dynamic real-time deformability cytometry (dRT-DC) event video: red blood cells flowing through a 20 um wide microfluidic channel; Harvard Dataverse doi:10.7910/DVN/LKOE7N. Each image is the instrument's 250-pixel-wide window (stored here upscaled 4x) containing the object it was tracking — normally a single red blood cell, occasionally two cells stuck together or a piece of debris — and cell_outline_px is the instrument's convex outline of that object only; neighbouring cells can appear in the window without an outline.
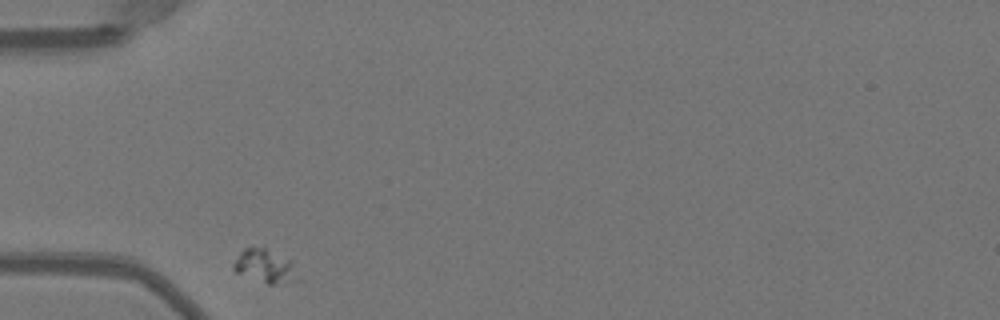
{"species": "Egyptian fruit bat (a non-hibernating species)", "species_latin": "Rousettus aegyptiacus", "temperature_condition": "warm", "stored_images_in_passage": 32, "camera_frame_rate_fps": 3000, "um_per_image_px": 0.085, "animal": {"sex": "female"}, "frame": {"image": 1, "passage_image": 1, "time_ms": 0.0, "image_size_px": [1000, 320], "cell_outline_px": [[300, 280], [272, 284], [268, 284], [236, 272], [232, 268], [232, 264], [240, 252], [244, 248], [264, 248], [292, 260]], "centroid_in_image_um": [22.54, 22.63], "position_along_channel_um": 62.5, "area_um2": 12.37}}
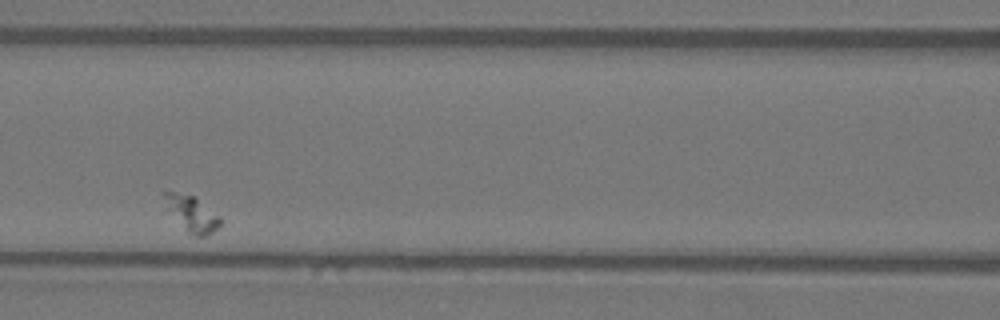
{"frame": {"image": 2, "passage_image": 10, "time_ms": 3.0, "image_size_px": [1000, 320], "cell_outline_px": [[220, 224], [212, 232], [204, 236], [196, 236], [188, 232], [168, 208], [160, 192], [172, 192], [192, 196], [220, 216]], "centroid_in_image_um": [16.31, 18.16], "position_along_channel_um": 150.3, "area_um2": 10.87}}
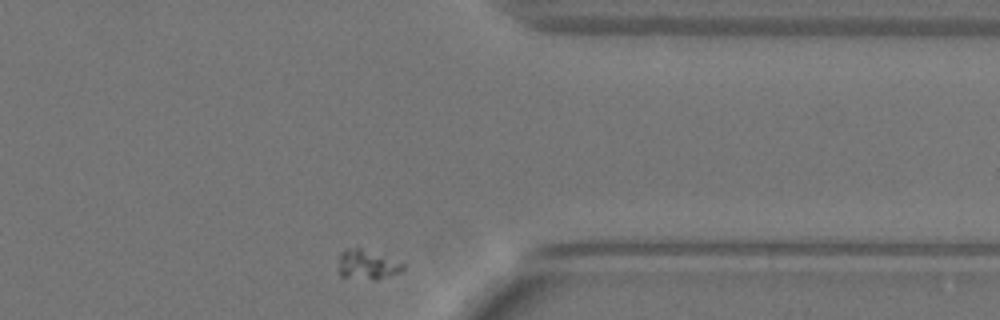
{"frame": {"image": 3, "passage_image": 32, "time_ms": 10.333, "image_size_px": [1000, 320], "cell_outline_px": [[404, 268], [396, 272], [376, 280], [340, 276], [340, 252], [348, 248], [360, 248], [404, 264]], "centroid_in_image_um": [31.16, 22.5], "position_along_channel_um": 380.2, "area_um2": 10.46}}